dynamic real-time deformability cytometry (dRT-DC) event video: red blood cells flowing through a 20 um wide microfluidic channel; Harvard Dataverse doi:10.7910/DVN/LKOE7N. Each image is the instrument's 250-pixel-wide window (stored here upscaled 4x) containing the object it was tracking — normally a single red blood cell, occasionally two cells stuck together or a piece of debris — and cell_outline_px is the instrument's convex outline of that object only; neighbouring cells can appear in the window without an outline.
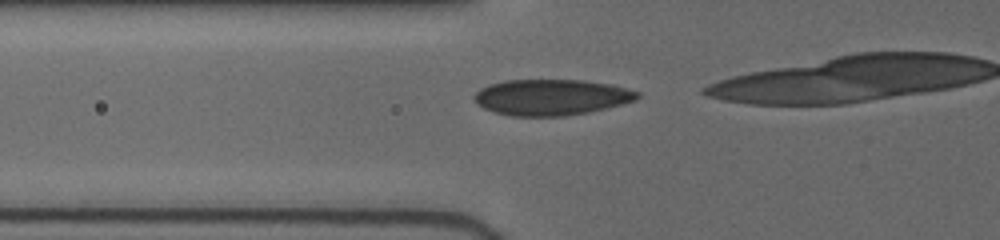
{"species": "human", "species_latin": "Homo sapiens", "temperature_condition": "cold", "stored_images_in_passage": 14, "camera_frame_rate_fps": 3000, "um_per_image_px": 0.085, "donor": {"sex": "female"}, "frame": {"image": 1, "passage_image": 9, "time_ms": 2.0, "image_size_px": [1000, 240], "cell_outline_px": [[640, 96], [636, 100], [588, 112], [564, 116], [512, 116], [496, 112], [484, 108], [472, 96], [480, 88], [488, 84], [504, 80], [584, 80], [612, 84], [640, 92]], "centroid_in_image_um": [46.86, 8.25], "position_along_channel_um": 78.9, "area_um2": 34.1}}
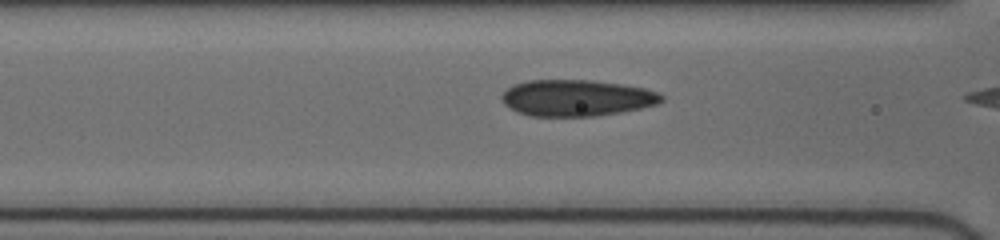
{"frame": {"image": 2, "passage_image": 12, "time_ms": 3.0, "image_size_px": [1000, 240], "cell_outline_px": [[664, 100], [656, 104], [640, 108], [620, 112], [596, 116], [532, 116], [516, 112], [504, 104], [500, 96], [512, 84], [528, 80], [592, 80], [620, 84], [644, 88], [660, 92], [664, 96]], "centroid_in_image_um": [49.0, 8.32], "position_along_channel_um": 117.6, "area_um2": 33.99}}